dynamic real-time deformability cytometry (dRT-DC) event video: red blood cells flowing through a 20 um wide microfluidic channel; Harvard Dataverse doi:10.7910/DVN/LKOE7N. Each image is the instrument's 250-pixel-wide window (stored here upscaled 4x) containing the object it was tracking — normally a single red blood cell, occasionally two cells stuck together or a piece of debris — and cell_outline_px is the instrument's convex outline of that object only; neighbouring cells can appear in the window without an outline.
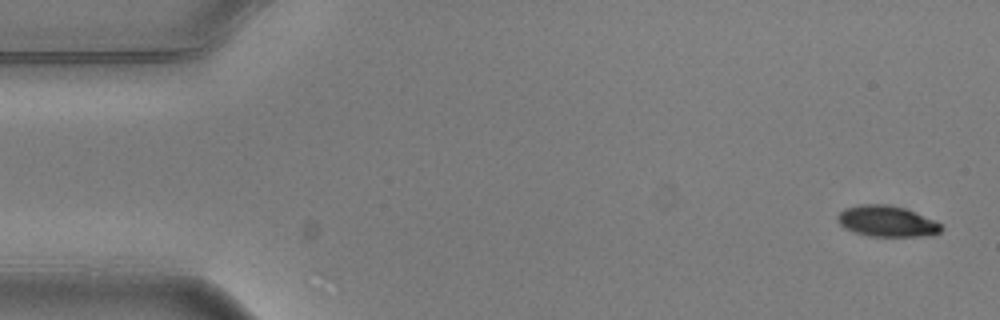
{"species": "common noctule bat (a hibernating species)", "species_latin": "Nyctalus noctula", "temperature_condition": "warm", "stored_images_in_passage": 5, "camera_frame_rate_fps": 3000, "um_per_image_px": 0.085, "animal": {"sex": "male", "body_mass_g": 20.5, "forearm_length_mm": 52.5}, "frame": {"image": 1, "passage_image": 1, "time_ms": 0.0, "image_size_px": [1000, 320], "cell_outline_px": [[944, 228], [940, 232], [932, 236], [868, 236], [844, 228], [836, 220], [836, 216], [844, 208], [860, 204], [888, 204], [908, 208], [940, 224]], "centroid_in_image_um": [75.38, 18.8], "position_along_channel_um": 9.6, "area_um2": 18.9}}
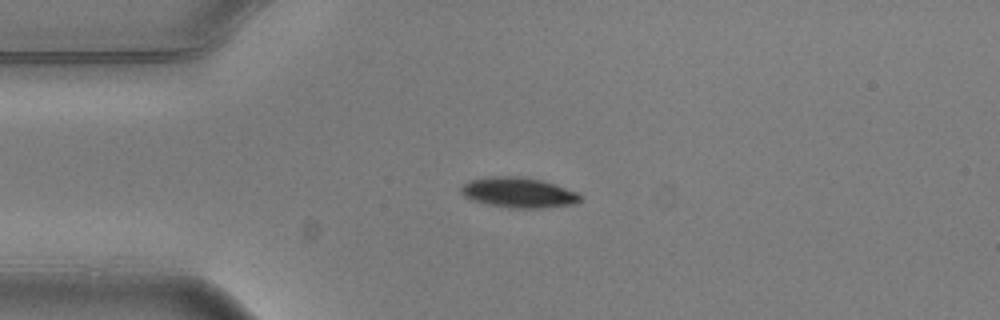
{"frame": {"image": 2, "passage_image": 4, "time_ms": 1.0, "image_size_px": [1000, 320], "cell_outline_px": [[580, 200], [576, 204], [540, 208], [508, 208], [488, 204], [472, 200], [464, 196], [460, 192], [460, 188], [468, 180], [488, 176], [520, 176], [540, 180], [556, 184], [576, 192], [580, 196]], "centroid_in_image_um": [44.04, 16.36], "position_along_channel_um": 41.0, "area_um2": 21.1}}